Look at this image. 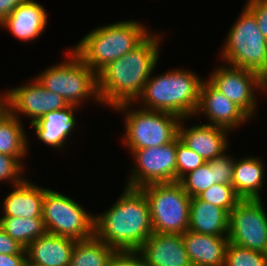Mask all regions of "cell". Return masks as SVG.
<instances>
[{
	"label": "cell",
	"instance_id": "6da1fadb",
	"mask_svg": "<svg viewBox=\"0 0 267 266\" xmlns=\"http://www.w3.org/2000/svg\"><path fill=\"white\" fill-rule=\"evenodd\" d=\"M152 32L139 46L112 61L97 74V91L103 107L135 103L155 70L164 34ZM162 38V39H161Z\"/></svg>",
	"mask_w": 267,
	"mask_h": 266
},
{
	"label": "cell",
	"instance_id": "7a4b0ae2",
	"mask_svg": "<svg viewBox=\"0 0 267 266\" xmlns=\"http://www.w3.org/2000/svg\"><path fill=\"white\" fill-rule=\"evenodd\" d=\"M106 211L95 214L94 236L115 251H138L154 233L148 200L140 188L125 186Z\"/></svg>",
	"mask_w": 267,
	"mask_h": 266
},
{
	"label": "cell",
	"instance_id": "3957f363",
	"mask_svg": "<svg viewBox=\"0 0 267 266\" xmlns=\"http://www.w3.org/2000/svg\"><path fill=\"white\" fill-rule=\"evenodd\" d=\"M152 31L141 22L123 20L89 31L71 50L96 74L139 46Z\"/></svg>",
	"mask_w": 267,
	"mask_h": 266
},
{
	"label": "cell",
	"instance_id": "277c9868",
	"mask_svg": "<svg viewBox=\"0 0 267 266\" xmlns=\"http://www.w3.org/2000/svg\"><path fill=\"white\" fill-rule=\"evenodd\" d=\"M153 74V75H152ZM203 78L190 69L176 68L148 78L144 90L135 101L147 110L163 111L180 118L194 117Z\"/></svg>",
	"mask_w": 267,
	"mask_h": 266
},
{
	"label": "cell",
	"instance_id": "5b68a950",
	"mask_svg": "<svg viewBox=\"0 0 267 266\" xmlns=\"http://www.w3.org/2000/svg\"><path fill=\"white\" fill-rule=\"evenodd\" d=\"M240 13L228 30L220 59L228 65L255 71L267 80V39L246 5Z\"/></svg>",
	"mask_w": 267,
	"mask_h": 266
},
{
	"label": "cell",
	"instance_id": "8992f818",
	"mask_svg": "<svg viewBox=\"0 0 267 266\" xmlns=\"http://www.w3.org/2000/svg\"><path fill=\"white\" fill-rule=\"evenodd\" d=\"M65 51L64 61L45 68L35 78L47 90L60 95L68 105L83 107L87 99L101 105L97 91V74L71 49Z\"/></svg>",
	"mask_w": 267,
	"mask_h": 266
},
{
	"label": "cell",
	"instance_id": "52a82bcc",
	"mask_svg": "<svg viewBox=\"0 0 267 266\" xmlns=\"http://www.w3.org/2000/svg\"><path fill=\"white\" fill-rule=\"evenodd\" d=\"M135 103H123L113 109L124 114V145L128 150L166 145L178 136L181 118L173 113L134 108ZM134 109H133V108ZM120 111V112H119Z\"/></svg>",
	"mask_w": 267,
	"mask_h": 266
},
{
	"label": "cell",
	"instance_id": "ba28073f",
	"mask_svg": "<svg viewBox=\"0 0 267 266\" xmlns=\"http://www.w3.org/2000/svg\"><path fill=\"white\" fill-rule=\"evenodd\" d=\"M140 189L148 200L154 233L184 234L188 230L191 197L178 181Z\"/></svg>",
	"mask_w": 267,
	"mask_h": 266
},
{
	"label": "cell",
	"instance_id": "9c48e42d",
	"mask_svg": "<svg viewBox=\"0 0 267 266\" xmlns=\"http://www.w3.org/2000/svg\"><path fill=\"white\" fill-rule=\"evenodd\" d=\"M42 219L47 233L76 241L94 236L95 214L88 212L74 199L45 188Z\"/></svg>",
	"mask_w": 267,
	"mask_h": 266
},
{
	"label": "cell",
	"instance_id": "30bf717a",
	"mask_svg": "<svg viewBox=\"0 0 267 266\" xmlns=\"http://www.w3.org/2000/svg\"><path fill=\"white\" fill-rule=\"evenodd\" d=\"M177 137L166 145L128 150L133 156V168L125 186L141 188L149 184L177 181Z\"/></svg>",
	"mask_w": 267,
	"mask_h": 266
},
{
	"label": "cell",
	"instance_id": "8fae6325",
	"mask_svg": "<svg viewBox=\"0 0 267 266\" xmlns=\"http://www.w3.org/2000/svg\"><path fill=\"white\" fill-rule=\"evenodd\" d=\"M208 81L241 108L251 120L257 113V90L263 91L267 80L259 73L225 63L213 69ZM256 90V91H255Z\"/></svg>",
	"mask_w": 267,
	"mask_h": 266
},
{
	"label": "cell",
	"instance_id": "7c38bea8",
	"mask_svg": "<svg viewBox=\"0 0 267 266\" xmlns=\"http://www.w3.org/2000/svg\"><path fill=\"white\" fill-rule=\"evenodd\" d=\"M262 199L241 200L229 213L228 240L267 254V213Z\"/></svg>",
	"mask_w": 267,
	"mask_h": 266
},
{
	"label": "cell",
	"instance_id": "4fadbf2b",
	"mask_svg": "<svg viewBox=\"0 0 267 266\" xmlns=\"http://www.w3.org/2000/svg\"><path fill=\"white\" fill-rule=\"evenodd\" d=\"M7 94L10 113L20 120L26 116L31 124L37 122L46 113L68 106L60 95L47 90L34 77L28 84L8 89Z\"/></svg>",
	"mask_w": 267,
	"mask_h": 266
},
{
	"label": "cell",
	"instance_id": "5bb4252c",
	"mask_svg": "<svg viewBox=\"0 0 267 266\" xmlns=\"http://www.w3.org/2000/svg\"><path fill=\"white\" fill-rule=\"evenodd\" d=\"M201 114L203 117L206 116L205 119L208 120L206 124L222 127L230 132L251 120L241 108L218 91L207 79L201 84L194 118Z\"/></svg>",
	"mask_w": 267,
	"mask_h": 266
},
{
	"label": "cell",
	"instance_id": "9a60e30c",
	"mask_svg": "<svg viewBox=\"0 0 267 266\" xmlns=\"http://www.w3.org/2000/svg\"><path fill=\"white\" fill-rule=\"evenodd\" d=\"M189 119L191 120V117L181 118L178 126V136L187 147L201 156L205 162L213 160L229 149V130L206 123L190 127L185 126L184 122L187 123Z\"/></svg>",
	"mask_w": 267,
	"mask_h": 266
},
{
	"label": "cell",
	"instance_id": "2e32d148",
	"mask_svg": "<svg viewBox=\"0 0 267 266\" xmlns=\"http://www.w3.org/2000/svg\"><path fill=\"white\" fill-rule=\"evenodd\" d=\"M137 252L147 266H192L182 234L153 233Z\"/></svg>",
	"mask_w": 267,
	"mask_h": 266
},
{
	"label": "cell",
	"instance_id": "e0dca14e",
	"mask_svg": "<svg viewBox=\"0 0 267 266\" xmlns=\"http://www.w3.org/2000/svg\"><path fill=\"white\" fill-rule=\"evenodd\" d=\"M47 22L44 6L35 0H25L0 23V27L8 29L21 42L29 43L42 35Z\"/></svg>",
	"mask_w": 267,
	"mask_h": 266
},
{
	"label": "cell",
	"instance_id": "ac0fdd59",
	"mask_svg": "<svg viewBox=\"0 0 267 266\" xmlns=\"http://www.w3.org/2000/svg\"><path fill=\"white\" fill-rule=\"evenodd\" d=\"M80 107L68 105L67 107L46 113L37 122L30 124L35 129V134L41 142L57 151H61L69 140L71 134L75 133L76 113Z\"/></svg>",
	"mask_w": 267,
	"mask_h": 266
},
{
	"label": "cell",
	"instance_id": "d6986e66",
	"mask_svg": "<svg viewBox=\"0 0 267 266\" xmlns=\"http://www.w3.org/2000/svg\"><path fill=\"white\" fill-rule=\"evenodd\" d=\"M13 188L3 199L0 217L42 218L45 188L27 178Z\"/></svg>",
	"mask_w": 267,
	"mask_h": 266
},
{
	"label": "cell",
	"instance_id": "ffe728a7",
	"mask_svg": "<svg viewBox=\"0 0 267 266\" xmlns=\"http://www.w3.org/2000/svg\"><path fill=\"white\" fill-rule=\"evenodd\" d=\"M182 237L192 266H225L228 237L199 234L190 230Z\"/></svg>",
	"mask_w": 267,
	"mask_h": 266
},
{
	"label": "cell",
	"instance_id": "44dd1931",
	"mask_svg": "<svg viewBox=\"0 0 267 266\" xmlns=\"http://www.w3.org/2000/svg\"><path fill=\"white\" fill-rule=\"evenodd\" d=\"M76 240L45 233L26 248V260L43 266H69Z\"/></svg>",
	"mask_w": 267,
	"mask_h": 266
},
{
	"label": "cell",
	"instance_id": "7402d4cb",
	"mask_svg": "<svg viewBox=\"0 0 267 266\" xmlns=\"http://www.w3.org/2000/svg\"><path fill=\"white\" fill-rule=\"evenodd\" d=\"M228 221L229 214L223 208L198 197L191 198L188 230L199 234L228 237Z\"/></svg>",
	"mask_w": 267,
	"mask_h": 266
},
{
	"label": "cell",
	"instance_id": "603a6c76",
	"mask_svg": "<svg viewBox=\"0 0 267 266\" xmlns=\"http://www.w3.org/2000/svg\"><path fill=\"white\" fill-rule=\"evenodd\" d=\"M240 159V160H239ZM234 162L232 186L242 199H262L264 188L265 164L258 156H245Z\"/></svg>",
	"mask_w": 267,
	"mask_h": 266
},
{
	"label": "cell",
	"instance_id": "cb8c5ba5",
	"mask_svg": "<svg viewBox=\"0 0 267 266\" xmlns=\"http://www.w3.org/2000/svg\"><path fill=\"white\" fill-rule=\"evenodd\" d=\"M24 123L9 113L0 121V154L16 157L23 165L29 153L28 135L22 126ZM26 156V157H25ZM24 159V160H23Z\"/></svg>",
	"mask_w": 267,
	"mask_h": 266
},
{
	"label": "cell",
	"instance_id": "d4e9b609",
	"mask_svg": "<svg viewBox=\"0 0 267 266\" xmlns=\"http://www.w3.org/2000/svg\"><path fill=\"white\" fill-rule=\"evenodd\" d=\"M115 252L95 236L76 241L69 266H107Z\"/></svg>",
	"mask_w": 267,
	"mask_h": 266
},
{
	"label": "cell",
	"instance_id": "484cf974",
	"mask_svg": "<svg viewBox=\"0 0 267 266\" xmlns=\"http://www.w3.org/2000/svg\"><path fill=\"white\" fill-rule=\"evenodd\" d=\"M0 226L25 248L46 233L42 218L0 217Z\"/></svg>",
	"mask_w": 267,
	"mask_h": 266
},
{
	"label": "cell",
	"instance_id": "4316f807",
	"mask_svg": "<svg viewBox=\"0 0 267 266\" xmlns=\"http://www.w3.org/2000/svg\"><path fill=\"white\" fill-rule=\"evenodd\" d=\"M183 190L191 197H197L214 183L210 161L185 174L179 181Z\"/></svg>",
	"mask_w": 267,
	"mask_h": 266
},
{
	"label": "cell",
	"instance_id": "83f0119b",
	"mask_svg": "<svg viewBox=\"0 0 267 266\" xmlns=\"http://www.w3.org/2000/svg\"><path fill=\"white\" fill-rule=\"evenodd\" d=\"M199 199L223 208L228 214L242 200L232 184L215 183L197 196Z\"/></svg>",
	"mask_w": 267,
	"mask_h": 266
},
{
	"label": "cell",
	"instance_id": "f1b7e54d",
	"mask_svg": "<svg viewBox=\"0 0 267 266\" xmlns=\"http://www.w3.org/2000/svg\"><path fill=\"white\" fill-rule=\"evenodd\" d=\"M225 266H267V254L228 243Z\"/></svg>",
	"mask_w": 267,
	"mask_h": 266
},
{
	"label": "cell",
	"instance_id": "f546056e",
	"mask_svg": "<svg viewBox=\"0 0 267 266\" xmlns=\"http://www.w3.org/2000/svg\"><path fill=\"white\" fill-rule=\"evenodd\" d=\"M177 181L185 174L202 166L205 162L201 156L187 147L177 136L176 148Z\"/></svg>",
	"mask_w": 267,
	"mask_h": 266
},
{
	"label": "cell",
	"instance_id": "4dcf8cb0",
	"mask_svg": "<svg viewBox=\"0 0 267 266\" xmlns=\"http://www.w3.org/2000/svg\"><path fill=\"white\" fill-rule=\"evenodd\" d=\"M24 165L13 156L0 154V181L11 183L12 187L21 184L25 179ZM1 183V182H0Z\"/></svg>",
	"mask_w": 267,
	"mask_h": 266
},
{
	"label": "cell",
	"instance_id": "1f68e13d",
	"mask_svg": "<svg viewBox=\"0 0 267 266\" xmlns=\"http://www.w3.org/2000/svg\"><path fill=\"white\" fill-rule=\"evenodd\" d=\"M228 149L210 161L214 183L232 184L235 159L227 154Z\"/></svg>",
	"mask_w": 267,
	"mask_h": 266
},
{
	"label": "cell",
	"instance_id": "d6a6232c",
	"mask_svg": "<svg viewBox=\"0 0 267 266\" xmlns=\"http://www.w3.org/2000/svg\"><path fill=\"white\" fill-rule=\"evenodd\" d=\"M107 266H147L137 251H116Z\"/></svg>",
	"mask_w": 267,
	"mask_h": 266
},
{
	"label": "cell",
	"instance_id": "836d02e7",
	"mask_svg": "<svg viewBox=\"0 0 267 266\" xmlns=\"http://www.w3.org/2000/svg\"><path fill=\"white\" fill-rule=\"evenodd\" d=\"M245 4L255 15L258 27L267 39V0H247Z\"/></svg>",
	"mask_w": 267,
	"mask_h": 266
},
{
	"label": "cell",
	"instance_id": "e575fe53",
	"mask_svg": "<svg viewBox=\"0 0 267 266\" xmlns=\"http://www.w3.org/2000/svg\"><path fill=\"white\" fill-rule=\"evenodd\" d=\"M0 254H26L25 247L12 239L0 226Z\"/></svg>",
	"mask_w": 267,
	"mask_h": 266
},
{
	"label": "cell",
	"instance_id": "d590c367",
	"mask_svg": "<svg viewBox=\"0 0 267 266\" xmlns=\"http://www.w3.org/2000/svg\"><path fill=\"white\" fill-rule=\"evenodd\" d=\"M26 254H0V266H24Z\"/></svg>",
	"mask_w": 267,
	"mask_h": 266
},
{
	"label": "cell",
	"instance_id": "8d00e7d4",
	"mask_svg": "<svg viewBox=\"0 0 267 266\" xmlns=\"http://www.w3.org/2000/svg\"><path fill=\"white\" fill-rule=\"evenodd\" d=\"M25 0H0V23Z\"/></svg>",
	"mask_w": 267,
	"mask_h": 266
},
{
	"label": "cell",
	"instance_id": "74e56055",
	"mask_svg": "<svg viewBox=\"0 0 267 266\" xmlns=\"http://www.w3.org/2000/svg\"><path fill=\"white\" fill-rule=\"evenodd\" d=\"M10 113L9 97L7 91L0 92V121H2Z\"/></svg>",
	"mask_w": 267,
	"mask_h": 266
},
{
	"label": "cell",
	"instance_id": "f35d334b",
	"mask_svg": "<svg viewBox=\"0 0 267 266\" xmlns=\"http://www.w3.org/2000/svg\"><path fill=\"white\" fill-rule=\"evenodd\" d=\"M24 266H43L37 263L30 262L28 260H25Z\"/></svg>",
	"mask_w": 267,
	"mask_h": 266
},
{
	"label": "cell",
	"instance_id": "ab89813d",
	"mask_svg": "<svg viewBox=\"0 0 267 266\" xmlns=\"http://www.w3.org/2000/svg\"><path fill=\"white\" fill-rule=\"evenodd\" d=\"M263 93L264 92H266L267 93V83H266V85H265V87H264V89H263V91H262Z\"/></svg>",
	"mask_w": 267,
	"mask_h": 266
}]
</instances>
